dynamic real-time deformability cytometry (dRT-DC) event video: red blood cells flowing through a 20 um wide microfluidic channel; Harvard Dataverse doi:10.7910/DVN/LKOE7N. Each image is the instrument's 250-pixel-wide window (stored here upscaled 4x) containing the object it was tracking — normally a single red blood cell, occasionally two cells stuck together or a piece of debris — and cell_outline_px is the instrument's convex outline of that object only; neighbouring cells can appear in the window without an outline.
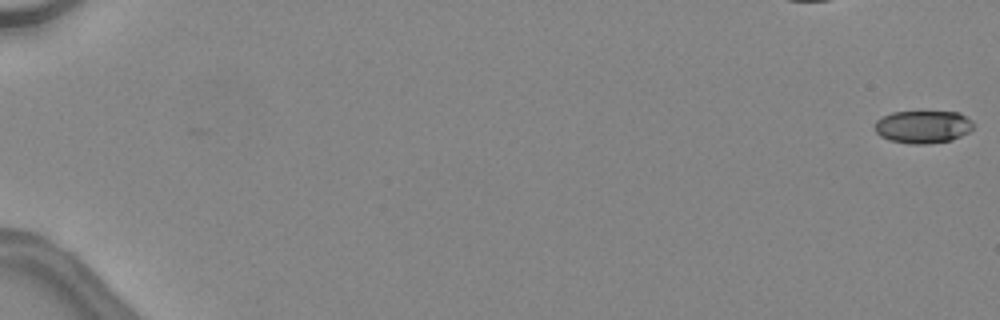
{"species": "common noctule bat (a hibernating species)", "species_latin": "Nyctalus noctula", "temperature_condition": "warm", "stored_images_in_passage": 13, "camera_frame_rate_fps": 3000, "um_per_image_px": 0.085, "animal": {"sex": "female", "body_mass_g": 24.6, "forearm_length_mm": 56.2}, "frame": {"image": 1, "passage_image": 1, "time_ms": 0.0, "image_size_px": [1000, 320], "cell_outline_px": [[972, 128], [968, 132], [952, 140], [928, 144], [912, 144], [888, 140], [880, 136], [876, 132], [876, 120], [892, 112], [960, 112], [972, 120]], "centroid_in_image_um": [78.46, 10.78], "position_along_channel_um": 6.5, "area_um2": 18.73}}